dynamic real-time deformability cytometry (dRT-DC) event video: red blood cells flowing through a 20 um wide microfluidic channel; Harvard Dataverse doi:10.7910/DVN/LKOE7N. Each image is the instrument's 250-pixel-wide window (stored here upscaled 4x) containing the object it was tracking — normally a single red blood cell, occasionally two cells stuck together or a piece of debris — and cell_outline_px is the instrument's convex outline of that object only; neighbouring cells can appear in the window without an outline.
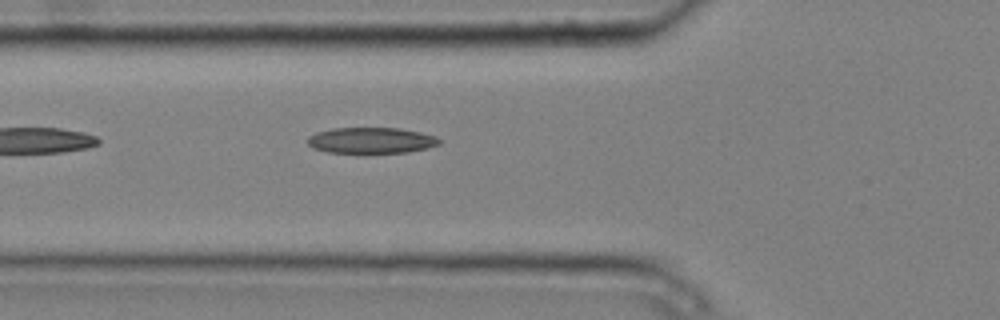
{"species": "common noctule bat (a hibernating species)", "species_latin": "Nyctalus noctula", "temperature_condition": "cold", "stored_images_in_passage": 3, "camera_frame_rate_fps": 3000, "um_per_image_px": 0.085, "animal": {"sex": "male", "body_mass_g": 20.4}, "frame": {"image": 1, "passage_image": 3, "time_ms": 0.667, "image_size_px": [1000, 320], "cell_outline_px": [[440, 144], [428, 148], [408, 152], [328, 152], [312, 148], [308, 144], [308, 136], [316, 132], [332, 128], [400, 128], [420, 132], [436, 136], [440, 140]], "centroid_in_image_um": [31.55, 11.92], "position_along_channel_um": 94.2, "area_um2": 19.83}}